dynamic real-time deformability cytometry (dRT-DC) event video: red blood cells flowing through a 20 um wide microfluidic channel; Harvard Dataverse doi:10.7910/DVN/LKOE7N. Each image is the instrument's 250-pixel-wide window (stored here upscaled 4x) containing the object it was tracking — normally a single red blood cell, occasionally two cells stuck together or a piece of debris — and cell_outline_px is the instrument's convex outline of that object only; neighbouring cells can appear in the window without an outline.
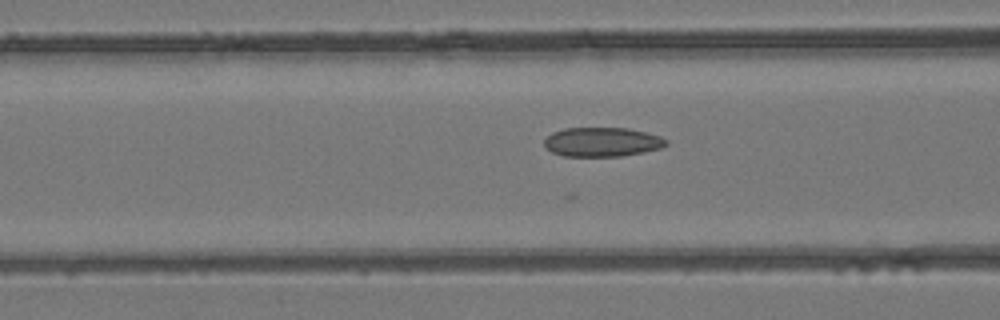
{"species": "common noctule bat (a hibernating species)", "species_latin": "Nyctalus noctula", "temperature_condition": "room temperature", "stored_images_in_passage": 8, "camera_frame_rate_fps": 3000, "um_per_image_px": 0.085, "animal": {"sex": "female", "body_mass_g": 24.6, "forearm_length_mm": 56.2}, "frame": {"image": 1, "passage_image": 6, "time_ms": 1.667, "image_size_px": [1000, 320], "cell_outline_px": [[668, 144], [660, 148], [644, 152], [620, 156], [564, 156], [552, 152], [544, 148], [544, 140], [552, 132], [564, 128], [628, 128], [660, 136], [668, 140]], "centroid_in_image_um": [51.16, 12.07], "position_along_channel_um": 115.4, "area_um2": 20.81}}